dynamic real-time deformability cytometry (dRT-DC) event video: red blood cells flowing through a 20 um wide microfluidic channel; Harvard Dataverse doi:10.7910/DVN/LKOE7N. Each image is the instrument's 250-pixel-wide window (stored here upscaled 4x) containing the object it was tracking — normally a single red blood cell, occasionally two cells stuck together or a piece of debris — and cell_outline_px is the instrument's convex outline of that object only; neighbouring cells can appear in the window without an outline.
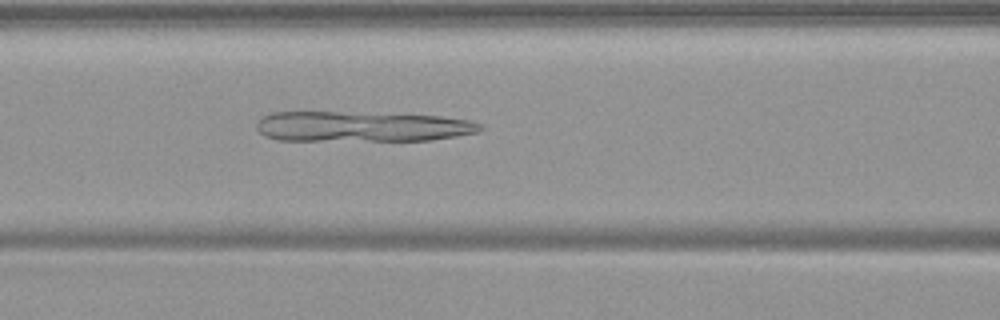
{"species": "common noctule bat (a hibernating species)", "species_latin": "Nyctalus noctula", "temperature_condition": "warm", "stored_images_in_passage": 53, "camera_frame_rate_fps": 3000, "um_per_image_px": 0.085, "animal": {"sex": "female", "body_mass_g": 19.9}, "frame": {"image": 1, "passage_image": 23, "time_ms": 7.333, "image_size_px": [1000, 320], "cell_outline_px": [[484, 128], [480, 132], [456, 136], [428, 140], [276, 140], [264, 136], [256, 128], [256, 120], [260, 116], [272, 112], [340, 112], [440, 116], [472, 120], [480, 124]], "centroid_in_image_um": [30.72, 10.75], "position_along_channel_um": 135.9, "area_um2": 39.59}}
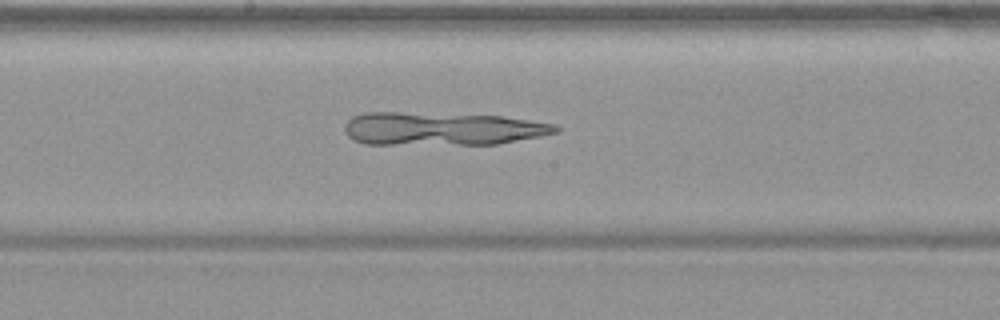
{"frame": {"image": 2, "passage_image": 29, "time_ms": 9.333, "image_size_px": [1000, 320], "cell_outline_px": [[560, 132], [540, 136], [496, 144], [364, 144], [352, 140], [344, 132], [344, 124], [352, 116], [364, 112], [400, 112], [500, 116], [556, 124], [560, 128]], "centroid_in_image_um": [37.52, 10.94], "position_along_channel_um": 210.7, "area_um2": 40.86}}
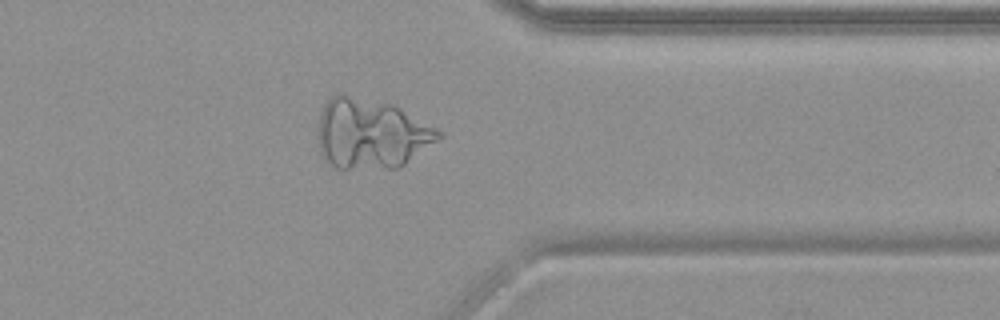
{"frame": {"image": 3, "passage_image": 43, "time_ms": 14.0, "image_size_px": [1000, 320], "cell_outline_px": [[444, 136], [440, 140], [400, 168], [336, 168], [328, 164], [324, 160], [316, 136], [320, 112], [328, 96], [336, 92], [340, 92], [392, 104], [444, 132]], "centroid_in_image_um": [31.52, 11.35], "position_along_channel_um": 379.9, "area_um2": 50.17}}